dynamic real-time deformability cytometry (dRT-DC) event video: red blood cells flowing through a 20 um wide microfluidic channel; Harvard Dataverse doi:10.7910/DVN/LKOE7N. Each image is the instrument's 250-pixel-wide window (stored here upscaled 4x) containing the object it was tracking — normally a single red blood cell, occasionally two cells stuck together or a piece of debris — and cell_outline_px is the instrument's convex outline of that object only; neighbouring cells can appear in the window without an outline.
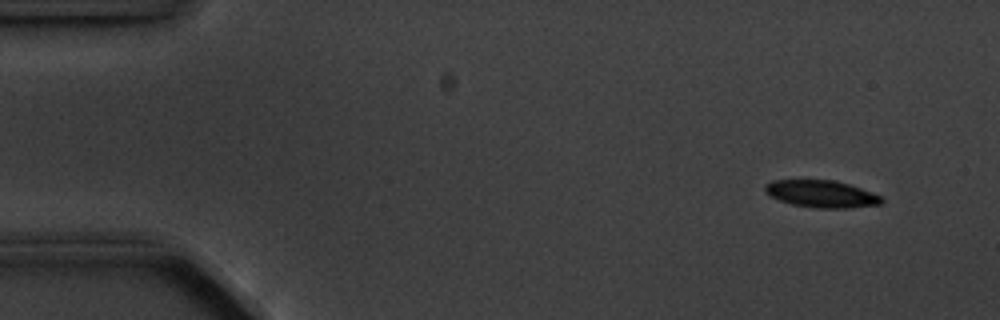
{"species": "common noctule bat (a hibernating species)", "species_latin": "Nyctalus noctula", "temperature_condition": "cold", "stored_images_in_passage": 5, "camera_frame_rate_fps": 3000, "um_per_image_px": 0.085, "animal": {"sex": "male", "body_mass_g": 20.1, "forearm_length_mm": 53.5}, "frame": {"image": 1, "passage_image": 2, "time_ms": 1.333, "image_size_px": [1000, 320], "cell_outline_px": [[884, 200], [880, 204], [848, 208], [816, 208], [792, 204], [780, 200], [764, 192], [764, 184], [772, 180], [836, 180], [860, 188], [880, 196]], "centroid_in_image_um": [69.79, 16.48], "position_along_channel_um": 15.2, "area_um2": 18.32}}